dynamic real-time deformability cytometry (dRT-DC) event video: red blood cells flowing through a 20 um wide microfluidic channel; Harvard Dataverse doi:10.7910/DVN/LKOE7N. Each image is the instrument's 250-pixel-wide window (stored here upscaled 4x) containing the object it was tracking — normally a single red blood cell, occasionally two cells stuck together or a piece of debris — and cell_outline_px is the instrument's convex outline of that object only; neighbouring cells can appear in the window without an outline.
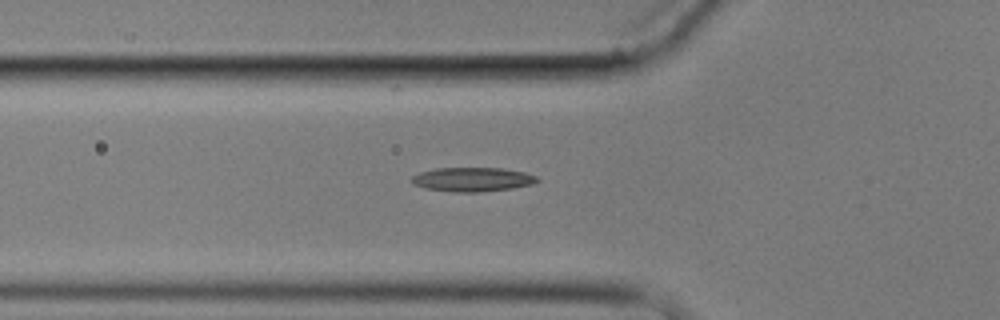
{"species": "common noctule bat (a hibernating species)", "species_latin": "Nyctalus noctula", "temperature_condition": "cold", "stored_images_in_passage": 7, "camera_frame_rate_fps": 3000, "um_per_image_px": 0.085, "animal": {"sex": "male", "body_mass_g": 17.9}, "frame": {"image": 1, "passage_image": 7, "time_ms": 7.667, "image_size_px": [1000, 320], "cell_outline_px": [[540, 180], [532, 184], [512, 188], [480, 192], [452, 192], [424, 188], [412, 184], [412, 176], [420, 172], [436, 168], [500, 168], [524, 172], [536, 176]], "centroid_in_image_um": [40.14, 15.25], "position_along_channel_um": 85.7, "area_um2": 17.63}}